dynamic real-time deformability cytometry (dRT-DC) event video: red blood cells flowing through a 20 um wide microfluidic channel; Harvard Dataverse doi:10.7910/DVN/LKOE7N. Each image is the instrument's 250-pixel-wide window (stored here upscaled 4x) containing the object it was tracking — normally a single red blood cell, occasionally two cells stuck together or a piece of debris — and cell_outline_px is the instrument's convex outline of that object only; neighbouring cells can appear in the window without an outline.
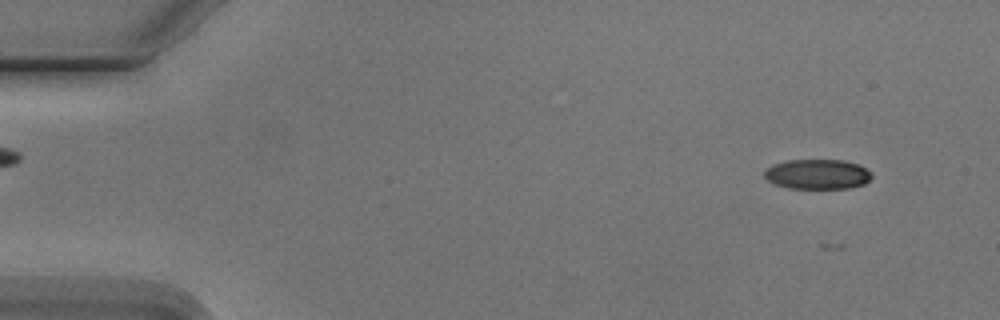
{"species": "Egyptian fruit bat (a non-hibernating species)", "species_latin": "Rousettus aegyptiacus", "temperature_condition": "cold", "stored_images_in_passage": 4, "camera_frame_rate_fps": 3000, "um_per_image_px": 0.085, "animal": {"sex": "male"}, "frame": {"image": 1, "passage_image": 1, "time_ms": 0.0, "image_size_px": [1000, 320], "cell_outline_px": [[872, 176], [864, 184], [848, 188], [788, 188], [776, 184], [768, 180], [764, 176], [764, 172], [772, 164], [788, 160], [844, 160], [856, 164], [872, 172]], "centroid_in_image_um": [69.48, 14.8], "position_along_channel_um": 15.5, "area_um2": 18.55}}
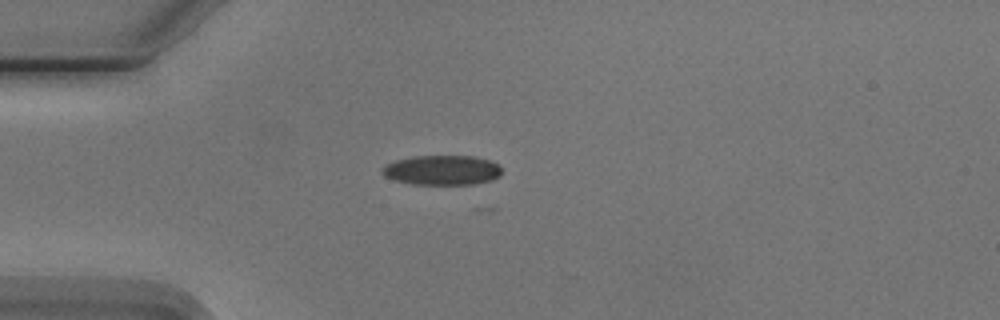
{"frame": {"image": 2, "passage_image": 4, "time_ms": 3.333, "image_size_px": [1000, 320], "cell_outline_px": [[500, 176], [492, 180], [472, 184], [412, 184], [396, 180], [384, 176], [380, 172], [380, 168], [396, 160], [412, 156], [476, 156], [488, 160], [496, 164], [500, 168]], "centroid_in_image_um": [37.54, 14.46], "position_along_channel_um": 47.5, "area_um2": 20.63}}